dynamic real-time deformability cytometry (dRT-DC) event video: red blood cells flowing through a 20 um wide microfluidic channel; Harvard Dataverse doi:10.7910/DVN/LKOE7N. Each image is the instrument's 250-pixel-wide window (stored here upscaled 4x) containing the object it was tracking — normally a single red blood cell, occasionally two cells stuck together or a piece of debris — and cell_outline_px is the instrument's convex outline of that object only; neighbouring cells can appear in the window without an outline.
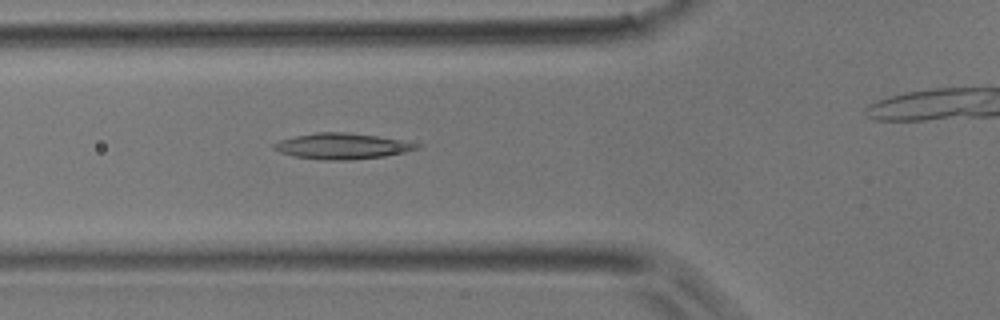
{"species": "common noctule bat (a hibernating species)", "species_latin": "Nyctalus noctula", "temperature_condition": "room temperature", "stored_images_in_passage": 32, "camera_frame_rate_fps": 3000, "um_per_image_px": 0.085, "animal": {"sex": "male", "body_mass_g": 17.9}, "frame": {"image": 1, "passage_image": 11, "time_ms": 3.333, "image_size_px": [1000, 320], "cell_outline_px": [[420, 148], [404, 152], [384, 156], [348, 160], [324, 160], [292, 156], [280, 152], [272, 148], [272, 144], [280, 140], [296, 136], [316, 132], [348, 132], [416, 140], [420, 144]], "centroid_in_image_um": [29.18, 12.4], "position_along_channel_um": 96.6, "area_um2": 22.02}}
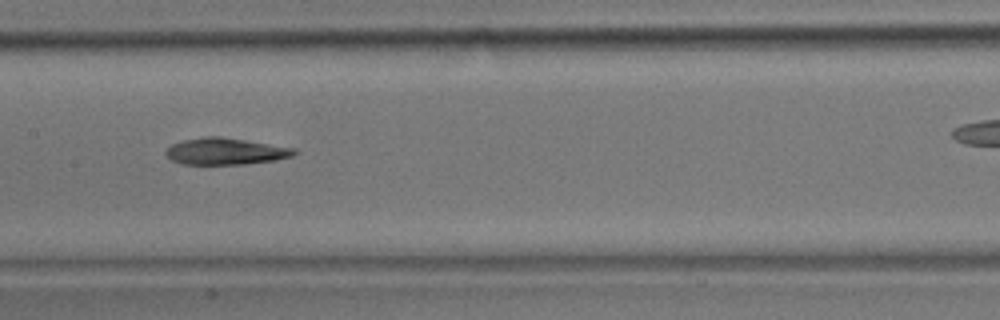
{"frame": {"image": 2, "passage_image": 17, "time_ms": 5.333, "image_size_px": [1000, 320], "cell_outline_px": [[300, 152], [292, 156], [276, 160], [244, 164], [180, 164], [172, 160], [164, 152], [172, 144], [184, 140], [204, 136], [220, 136], [296, 148]], "centroid_in_image_um": [19.2, 12.86], "position_along_channel_um": 188.2, "area_um2": 20.0}}
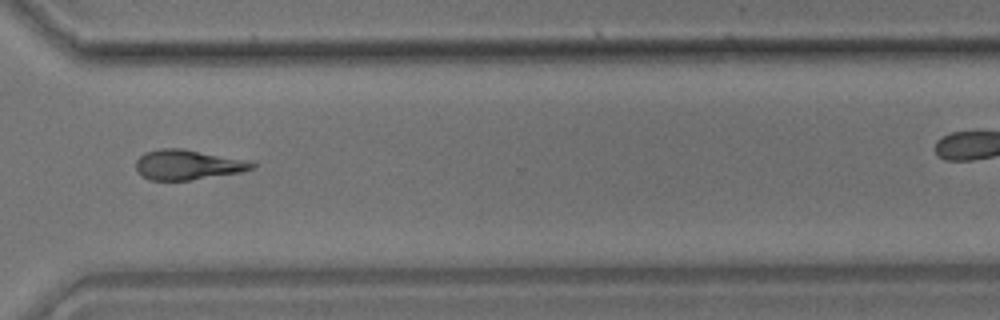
{"frame": {"image": 3, "passage_image": 28, "time_ms": 9.0, "image_size_px": [1000, 320], "cell_outline_px": [[256, 168], [240, 172], [188, 180], [152, 180], [136, 172], [136, 160], [144, 152], [160, 148], [184, 148], [244, 160], [256, 164]], "centroid_in_image_um": [15.91, 13.99], "position_along_channel_um": 354.7, "area_um2": 20.11}}